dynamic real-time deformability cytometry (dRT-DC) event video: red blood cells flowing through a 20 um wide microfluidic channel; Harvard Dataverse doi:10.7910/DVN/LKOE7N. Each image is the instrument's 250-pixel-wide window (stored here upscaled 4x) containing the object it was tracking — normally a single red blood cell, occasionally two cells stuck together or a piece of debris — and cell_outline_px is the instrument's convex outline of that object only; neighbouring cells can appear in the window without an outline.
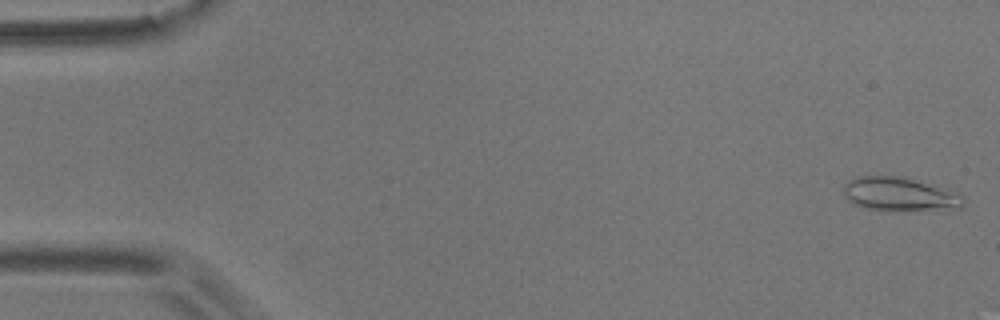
{"species": "common noctule bat (a hibernating species)", "species_latin": "Nyctalus noctula", "temperature_condition": "room temperature", "stored_images_in_passage": 6, "camera_frame_rate_fps": 3000, "um_per_image_px": 0.085, "animal": {"sex": "male", "body_mass_g": 17.9}, "frame": {"image": 1, "passage_image": 1, "time_ms": 0.0, "image_size_px": [1000, 320], "cell_outline_px": [[964, 204], [960, 208], [948, 212], [896, 212], [864, 208], [852, 204], [844, 196], [844, 184], [848, 180], [856, 176], [892, 176], [936, 184], [964, 196]], "centroid_in_image_um": [76.55, 16.58], "position_along_channel_um": 8.4, "area_um2": 24.8}}